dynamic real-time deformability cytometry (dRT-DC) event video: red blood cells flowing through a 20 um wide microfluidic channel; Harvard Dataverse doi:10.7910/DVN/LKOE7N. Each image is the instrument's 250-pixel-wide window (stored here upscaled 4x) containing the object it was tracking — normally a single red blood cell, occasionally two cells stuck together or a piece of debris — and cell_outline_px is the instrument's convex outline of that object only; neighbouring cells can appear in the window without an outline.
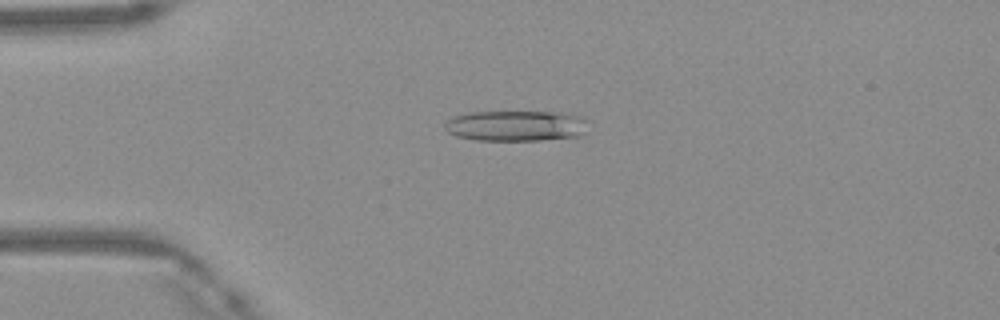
{"species": "Egyptian fruit bat (a non-hibernating species)", "species_latin": "Rousettus aegyptiacus", "temperature_condition": "warm", "stored_images_in_passage": 48, "camera_frame_rate_fps": 3000, "um_per_image_px": 0.085, "frame": {"image": 1, "passage_image": 12, "time_ms": 3.667, "image_size_px": [1000, 320], "cell_outline_px": [[584, 132], [580, 136], [536, 140], [476, 140], [456, 136], [448, 132], [444, 128], [444, 124], [452, 116], [472, 112], [560, 112], [584, 116]], "centroid_in_image_um": [43.81, 10.69], "position_along_channel_um": 41.2, "area_um2": 25.49}}
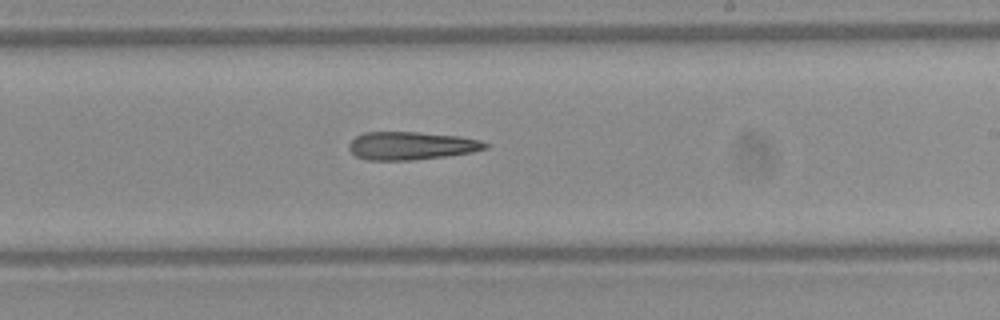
{"frame": {"image": 2, "passage_image": 29, "time_ms": 9.333, "image_size_px": [1000, 320], "cell_outline_px": [[488, 148], [472, 152], [448, 156], [412, 160], [368, 160], [356, 156], [348, 148], [348, 144], [356, 136], [364, 132], [416, 132], [456, 136], [480, 140], [488, 144]], "centroid_in_image_um": [34.94, 12.39], "position_along_channel_um": 254.1, "area_um2": 22.2}}
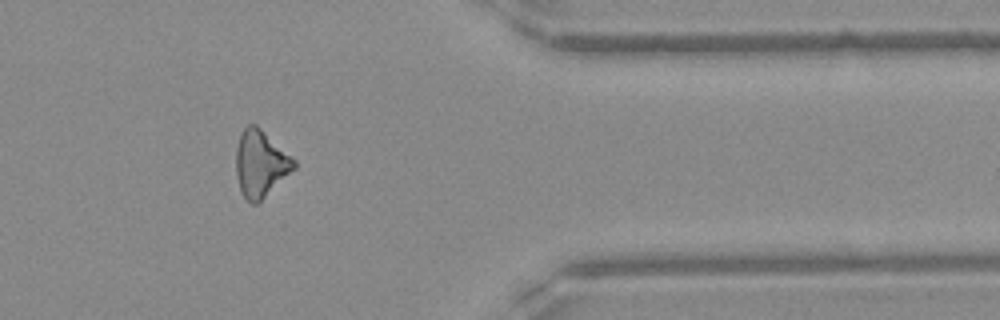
{"frame": {"image": 3, "passage_image": 40, "time_ms": 13.0, "image_size_px": [1000, 320], "cell_outline_px": [[296, 168], [256, 204], [252, 204], [240, 192], [236, 176], [236, 148], [240, 136], [244, 128], [248, 124], [256, 124], [292, 156], [296, 160]], "centroid_in_image_um": [22.14, 13.9], "position_along_channel_um": 389.3, "area_um2": 22.43}}